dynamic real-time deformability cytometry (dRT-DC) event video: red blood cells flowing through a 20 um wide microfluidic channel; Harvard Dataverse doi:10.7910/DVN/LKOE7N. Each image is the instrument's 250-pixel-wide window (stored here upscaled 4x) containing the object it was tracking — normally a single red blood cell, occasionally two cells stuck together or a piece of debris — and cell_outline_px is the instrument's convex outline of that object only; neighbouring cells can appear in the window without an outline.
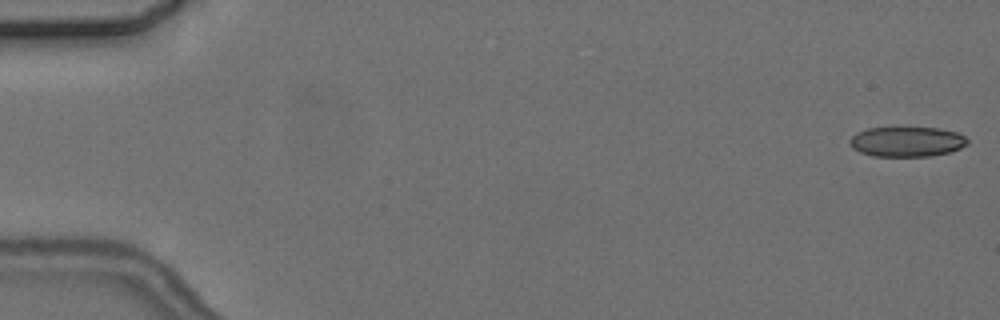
{"species": "common noctule bat (a hibernating species)", "species_latin": "Nyctalus noctula", "temperature_condition": "cold", "stored_images_in_passage": 6, "camera_frame_rate_fps": 3000, "um_per_image_px": 0.085, "animal": {"sex": "female", "body_mass_g": 24.6, "forearm_length_mm": 56.2}, "frame": {"image": 1, "passage_image": 1, "time_ms": 0.0, "image_size_px": [1000, 320], "cell_outline_px": [[968, 144], [960, 148], [948, 152], [928, 156], [872, 156], [860, 152], [852, 148], [848, 140], [856, 132], [868, 128], [892, 124], [940, 128], [956, 132], [964, 136], [968, 140]], "centroid_in_image_um": [77.03, 11.98], "position_along_channel_um": 8.0, "area_um2": 21.56}}
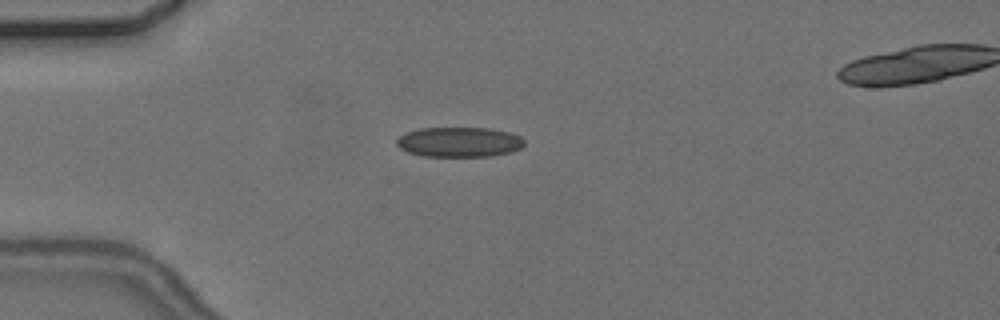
{"frame": {"image": 2, "passage_image": 5, "time_ms": 4.667, "image_size_px": [1000, 320], "cell_outline_px": [[524, 144], [520, 148], [512, 152], [488, 156], [424, 156], [408, 152], [400, 148], [396, 144], [396, 140], [400, 136], [408, 132], [420, 128], [488, 128], [512, 132], [520, 136], [524, 140]], "centroid_in_image_um": [39.06, 12.07], "position_along_channel_um": 45.9, "area_um2": 22.25}}